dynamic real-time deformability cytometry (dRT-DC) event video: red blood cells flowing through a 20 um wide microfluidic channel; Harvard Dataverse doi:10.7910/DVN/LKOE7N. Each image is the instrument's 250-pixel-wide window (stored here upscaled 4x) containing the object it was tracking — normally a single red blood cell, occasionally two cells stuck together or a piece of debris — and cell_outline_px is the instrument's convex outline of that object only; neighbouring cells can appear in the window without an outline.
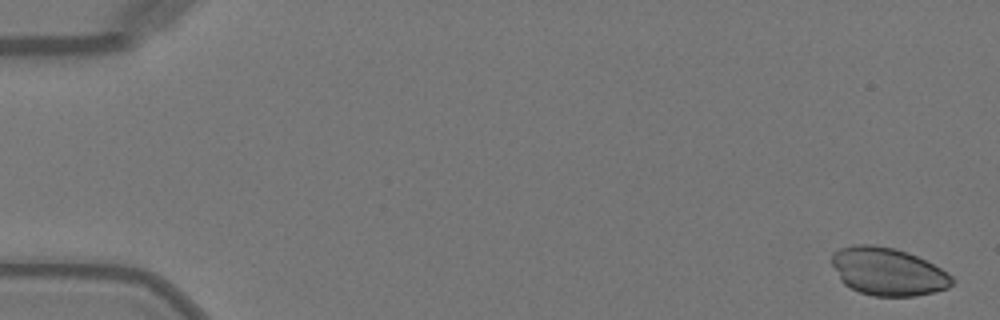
{"species": "Egyptian fruit bat (a non-hibernating species)", "species_latin": "Rousettus aegyptiacus", "temperature_condition": "warm", "stored_images_in_passage": 11, "camera_frame_rate_fps": 3000, "um_per_image_px": 0.085, "animal": {"sex": "female"}, "frame": {"image": 1, "passage_image": 2, "time_ms": 0.333, "image_size_px": [1000, 320], "cell_outline_px": [[956, 280], [948, 288], [916, 296], [872, 296], [860, 292], [844, 284], [840, 280], [832, 264], [832, 252], [840, 248], [856, 244], [872, 244], [896, 248], [908, 252], [948, 272]], "centroid_in_image_um": [75.46, 23.08], "position_along_channel_um": 9.5, "area_um2": 33.58}}